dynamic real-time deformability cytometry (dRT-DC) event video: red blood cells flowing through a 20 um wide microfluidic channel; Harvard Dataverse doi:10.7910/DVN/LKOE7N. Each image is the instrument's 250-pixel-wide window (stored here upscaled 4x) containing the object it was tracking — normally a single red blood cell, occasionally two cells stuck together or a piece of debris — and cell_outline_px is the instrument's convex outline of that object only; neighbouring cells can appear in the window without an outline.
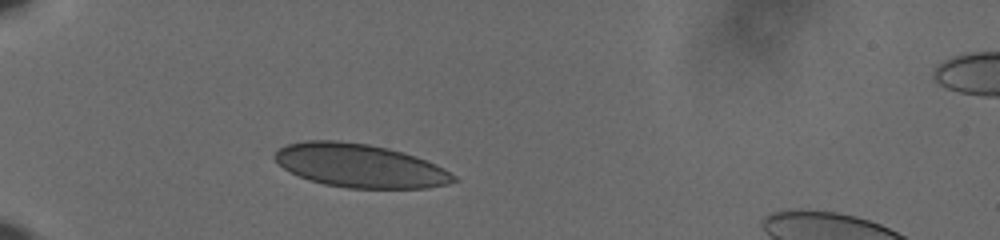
{"species": "human", "species_latin": "Homo sapiens", "temperature_condition": "cold", "stored_images_in_passage": 38, "camera_frame_rate_fps": 3000, "um_per_image_px": 0.085, "donor": {"sex": "male"}, "frame": {"image": 1, "passage_image": 1, "time_ms": 0.0, "image_size_px": [1000, 240], "cell_outline_px": [[460, 180], [448, 184], [428, 188], [348, 188], [324, 184], [308, 180], [284, 168], [272, 156], [280, 148], [288, 144], [308, 140], [340, 140], [368, 144], [388, 148], [404, 152], [416, 156], [436, 164], [456, 176]], "centroid_in_image_um": [30.62, 14.08], "position_along_channel_um": 54.4, "area_um2": 45.37}}
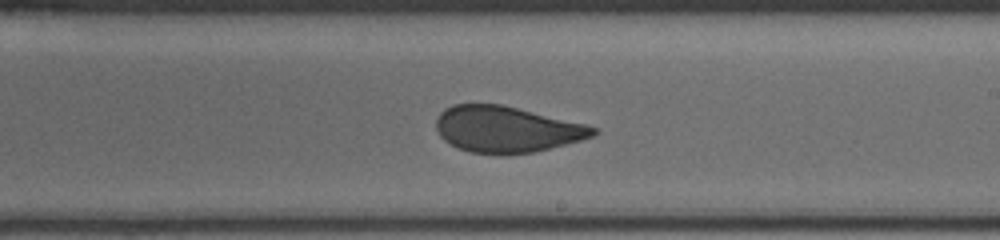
{"frame": {"image": 2, "passage_image": 19, "time_ms": 6.0, "image_size_px": [1000, 240], "cell_outline_px": [[600, 132], [596, 136], [532, 152], [504, 156], [468, 152], [456, 148], [444, 140], [440, 136], [436, 128], [436, 120], [440, 112], [444, 108], [452, 104], [500, 104], [584, 124], [596, 128]], "centroid_in_image_um": [43.01, 11.01], "position_along_channel_um": 246.0, "area_um2": 42.37}}
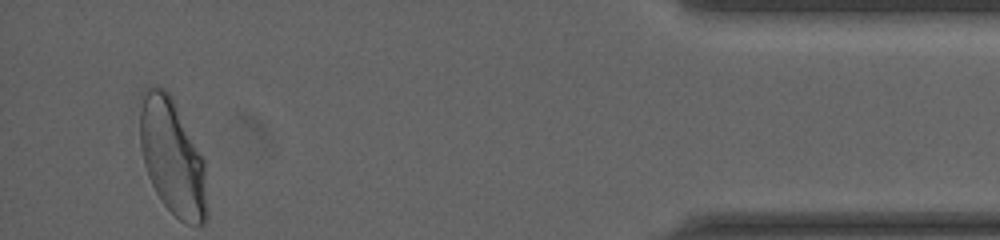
{"frame": {"image": 3, "passage_image": 38, "time_ms": 12.333, "image_size_px": [1000, 240], "cell_outline_px": [[208, 216], [204, 224], [188, 224], [180, 220], [164, 204], [156, 192], [148, 176], [144, 164], [140, 148], [140, 108], [144, 88], [152, 84], [164, 88], [172, 96], [204, 160], [208, 212]], "centroid_in_image_um": [14.65, 13.34], "position_along_channel_um": 420.6, "area_um2": 45.55}}